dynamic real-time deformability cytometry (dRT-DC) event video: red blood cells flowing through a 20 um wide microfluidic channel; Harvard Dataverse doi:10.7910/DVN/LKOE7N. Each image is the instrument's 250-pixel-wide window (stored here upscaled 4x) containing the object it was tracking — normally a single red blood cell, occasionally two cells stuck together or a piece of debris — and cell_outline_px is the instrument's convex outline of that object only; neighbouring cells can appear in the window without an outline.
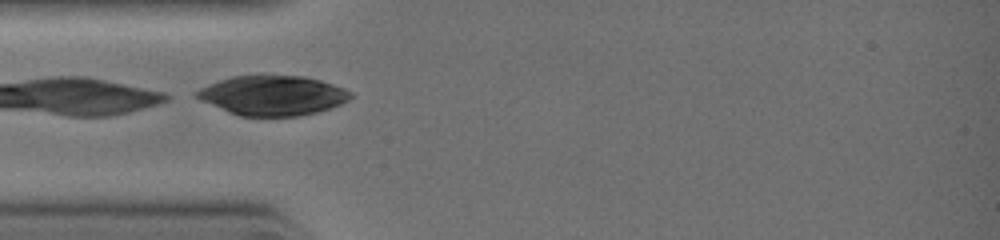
{"species": "common noctule bat (a hibernating species)", "species_latin": "Nyctalus noctula", "temperature_condition": "warm", "stored_images_in_passage": 8, "camera_frame_rate_fps": 3000, "um_per_image_px": 0.085, "animal": {"sex": "female", "body_mass_g": 19.0, "forearm_length_mm": 51.5}, "frame": {"image": 1, "passage_image": 5, "time_ms": 2.0, "image_size_px": [1000, 240], "cell_outline_px": [[352, 96], [348, 100], [332, 108], [300, 116], [240, 116], [228, 112], [200, 100], [192, 92], [200, 88], [220, 80], [232, 76], [304, 76], [320, 80], [344, 88], [352, 92]], "centroid_in_image_um": [23.17, 8.12], "position_along_channel_um": 61.8, "area_um2": 35.49}}